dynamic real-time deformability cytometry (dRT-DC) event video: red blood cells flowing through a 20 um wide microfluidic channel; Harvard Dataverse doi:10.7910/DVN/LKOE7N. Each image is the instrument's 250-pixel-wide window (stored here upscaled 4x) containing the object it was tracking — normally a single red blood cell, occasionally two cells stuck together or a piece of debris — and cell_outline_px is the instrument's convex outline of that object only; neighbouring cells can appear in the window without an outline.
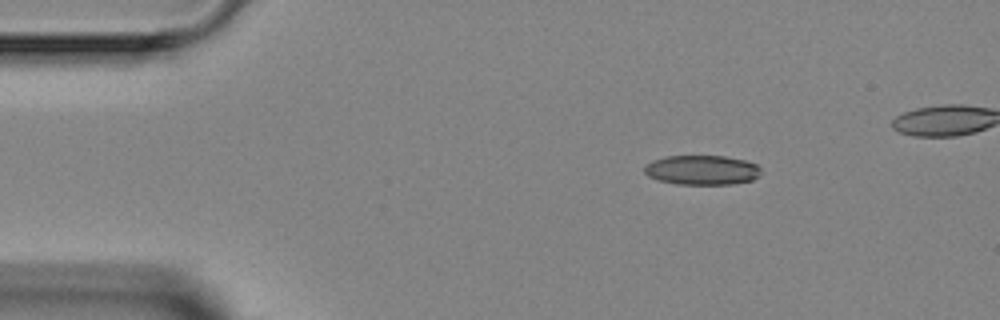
{"species": "Egyptian fruit bat (a non-hibernating species)", "species_latin": "Rousettus aegyptiacus", "temperature_condition": "room temperature", "stored_images_in_passage": 3, "camera_frame_rate_fps": 3000, "um_per_image_px": 0.085, "animal": {"sex": "female"}, "frame": {"image": 1, "passage_image": 1, "time_ms": 0.0, "image_size_px": [1000, 320], "cell_outline_px": [[760, 176], [752, 180], [732, 184], [676, 184], [660, 180], [648, 176], [644, 172], [644, 168], [652, 160], [668, 156], [724, 156], [744, 160], [756, 164], [760, 168]], "centroid_in_image_um": [59.68, 14.45], "position_along_channel_um": 25.3, "area_um2": 20.0}}